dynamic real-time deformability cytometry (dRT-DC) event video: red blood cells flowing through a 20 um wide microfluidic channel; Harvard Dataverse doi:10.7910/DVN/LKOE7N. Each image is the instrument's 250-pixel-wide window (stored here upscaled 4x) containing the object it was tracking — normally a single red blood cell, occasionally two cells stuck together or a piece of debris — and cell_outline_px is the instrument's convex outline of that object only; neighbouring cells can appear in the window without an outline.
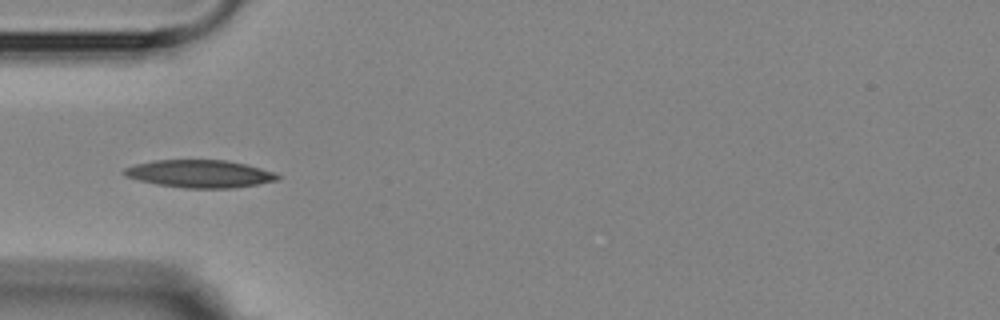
{"species": "Egyptian fruit bat (a non-hibernating species)", "species_latin": "Rousettus aegyptiacus", "temperature_condition": "room temperature", "stored_images_in_passage": 4, "camera_frame_rate_fps": 3000, "um_per_image_px": 0.085, "animal": {"sex": "female"}, "frame": {"image": 1, "passage_image": 4, "time_ms": 3.333, "image_size_px": [1000, 320], "cell_outline_px": [[280, 176], [276, 180], [236, 188], [184, 188], [156, 184], [124, 176], [120, 172], [124, 168], [136, 164], [152, 160], [224, 160], [244, 164], [260, 168], [272, 172]], "centroid_in_image_um": [16.91, 14.77], "position_along_channel_um": 68.1, "area_um2": 24.57}}